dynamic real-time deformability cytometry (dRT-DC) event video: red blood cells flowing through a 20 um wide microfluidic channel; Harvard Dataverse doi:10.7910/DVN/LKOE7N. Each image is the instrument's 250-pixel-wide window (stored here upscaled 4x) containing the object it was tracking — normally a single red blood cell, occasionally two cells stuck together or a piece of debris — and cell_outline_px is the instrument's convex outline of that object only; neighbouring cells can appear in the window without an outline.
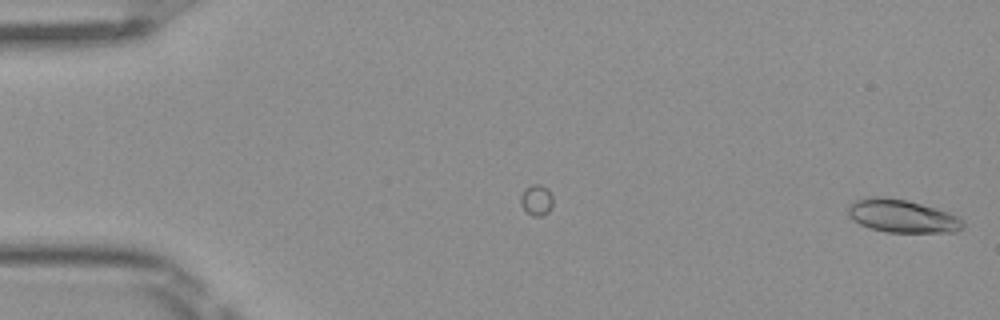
{"species": "Egyptian fruit bat (a non-hibernating species)", "species_latin": "Rousettus aegyptiacus", "temperature_condition": "room temperature", "stored_images_in_passage": 7, "camera_frame_rate_fps": 3000, "um_per_image_px": 0.085, "frame": {"image": 1, "passage_image": 7, "time_ms": 2.0, "image_size_px": [1000, 320], "cell_outline_px": [[964, 224], [956, 232], [888, 232], [872, 228], [860, 224], [852, 220], [848, 216], [848, 204], [856, 200], [872, 196], [880, 196], [908, 200], [936, 208], [948, 212], [964, 220]], "centroid_in_image_um": [76.66, 18.35], "position_along_channel_um": 8.3, "area_um2": 22.08}}